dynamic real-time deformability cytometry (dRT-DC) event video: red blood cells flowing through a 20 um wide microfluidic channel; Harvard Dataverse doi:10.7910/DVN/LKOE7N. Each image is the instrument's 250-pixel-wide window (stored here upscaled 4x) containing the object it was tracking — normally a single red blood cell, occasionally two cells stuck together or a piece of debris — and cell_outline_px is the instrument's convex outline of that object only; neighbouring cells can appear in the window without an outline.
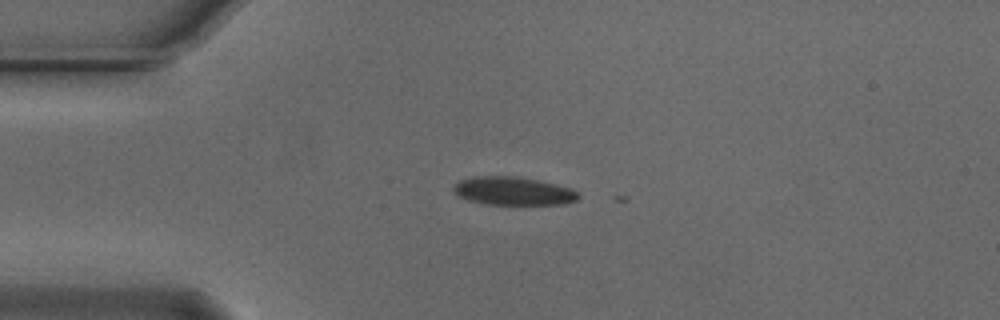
{"species": "Egyptian fruit bat (a non-hibernating species)", "species_latin": "Rousettus aegyptiacus", "temperature_condition": "cold", "stored_images_in_passage": 2, "camera_frame_rate_fps": 3000, "um_per_image_px": 0.085, "animal": {"sex": "male"}, "frame": {"image": 1, "passage_image": 1, "time_ms": 0.0, "image_size_px": [1000, 320], "cell_outline_px": [[580, 196], [576, 200], [564, 204], [484, 204], [468, 200], [456, 196], [452, 192], [452, 188], [460, 180], [472, 176], [512, 176], [536, 180], [572, 188]], "centroid_in_image_um": [43.56, 16.24], "position_along_channel_um": 41.4, "area_um2": 20.52}}